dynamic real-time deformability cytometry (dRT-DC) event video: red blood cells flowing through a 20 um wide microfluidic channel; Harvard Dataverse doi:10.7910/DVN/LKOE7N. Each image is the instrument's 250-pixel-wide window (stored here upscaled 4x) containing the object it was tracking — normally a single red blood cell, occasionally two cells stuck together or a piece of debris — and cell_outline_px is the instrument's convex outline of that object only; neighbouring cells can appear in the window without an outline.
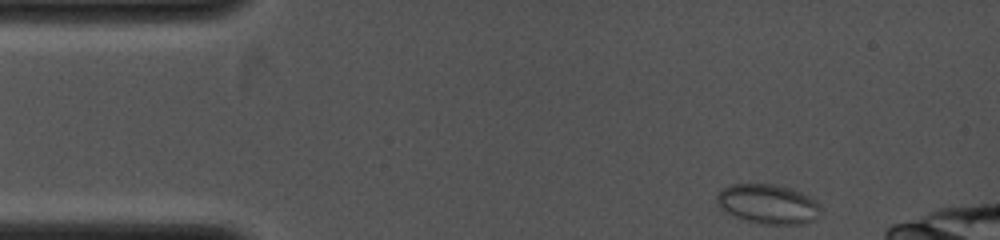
{"species": "common noctule bat (a hibernating species)", "species_latin": "Nyctalus noctula", "temperature_condition": "cold", "stored_images_in_passage": 21, "camera_frame_rate_fps": 4000, "um_per_image_px": 0.085, "animal": {"sex": "female", "body_mass_g": 19.0, "forearm_length_mm": 53.3}, "frame": {"image": 1, "passage_image": 1, "time_ms": 0.0, "image_size_px": [1000, 240], "cell_outline_px": [[820, 216], [804, 224], [760, 224], [736, 216], [728, 212], [716, 200], [716, 196], [724, 188], [732, 184], [776, 184], [800, 192], [816, 200], [820, 204]], "centroid_in_image_um": [65.34, 17.34], "position_along_channel_um": 19.7, "area_um2": 23.58}}
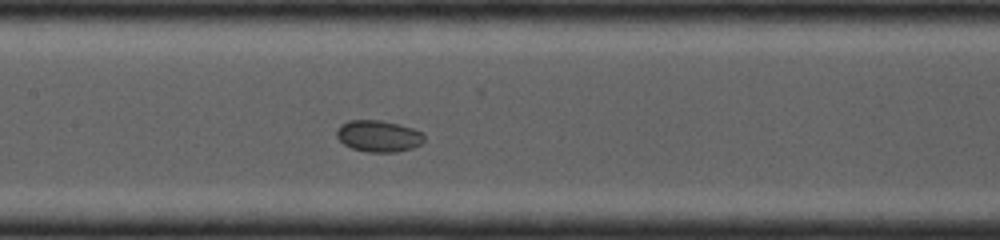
{"frame": {"image": 2, "passage_image": 12, "time_ms": 4.75, "image_size_px": [1000, 240], "cell_outline_px": [[424, 140], [420, 144], [412, 148], [396, 152], [368, 152], [352, 148], [344, 144], [336, 136], [336, 132], [340, 124], [348, 120], [380, 120], [412, 128], [424, 132]], "centroid_in_image_um": [32.17, 11.56], "position_along_channel_um": 175.2, "area_um2": 16.07}}
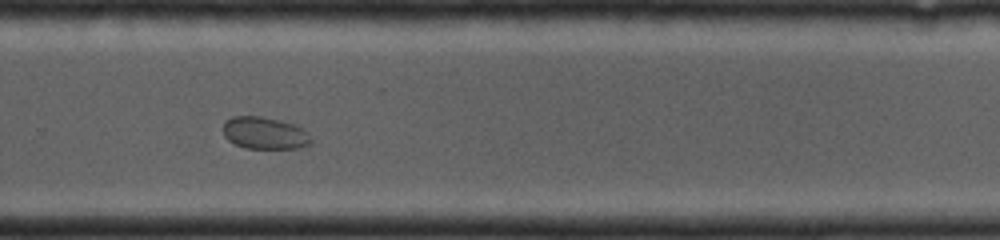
{"frame": {"image": 3, "passage_image": 19, "time_ms": 7.5, "image_size_px": [1000, 240], "cell_outline_px": [[312, 140], [308, 144], [300, 148], [244, 148], [228, 140], [224, 136], [220, 128], [224, 120], [232, 116], [260, 116], [292, 124], [308, 132]], "centroid_in_image_um": [22.41, 11.31], "position_along_channel_um": 307.4, "area_um2": 16.53}}